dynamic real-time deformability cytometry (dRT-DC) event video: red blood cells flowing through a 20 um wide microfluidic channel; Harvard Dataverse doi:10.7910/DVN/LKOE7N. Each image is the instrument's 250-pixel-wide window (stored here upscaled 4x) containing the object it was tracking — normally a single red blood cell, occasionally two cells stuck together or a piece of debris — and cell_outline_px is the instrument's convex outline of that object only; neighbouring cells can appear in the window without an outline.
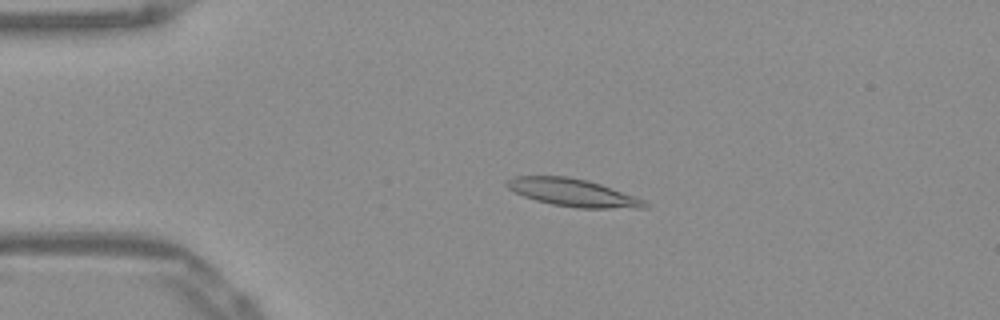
{"species": "Egyptian fruit bat (a non-hibernating species)", "species_latin": "Rousettus aegyptiacus", "temperature_condition": "warm", "stored_images_in_passage": 46, "camera_frame_rate_fps": 3000, "um_per_image_px": 0.085, "frame": {"image": 1, "passage_image": 5, "time_ms": 1.333, "image_size_px": [1000, 320], "cell_outline_px": [[648, 208], [580, 208], [552, 204], [536, 200], [524, 196], [508, 188], [504, 184], [504, 180], [516, 176], [568, 176], [588, 180], [612, 188], [644, 200], [648, 204]], "centroid_in_image_um": [48.67, 16.36], "position_along_channel_um": 36.3, "area_um2": 22.08}}
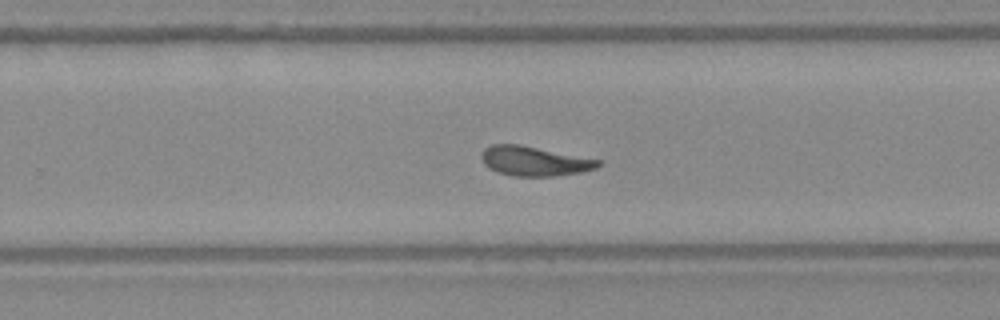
{"frame": {"image": 2, "passage_image": 27, "time_ms": 8.667, "image_size_px": [1000, 320], "cell_outline_px": [[600, 164], [596, 168], [580, 172], [556, 176], [512, 176], [488, 168], [484, 164], [480, 156], [484, 148], [492, 144], [520, 144], [600, 160]], "centroid_in_image_um": [45.38, 13.69], "position_along_channel_um": 284.4, "area_um2": 20.0}}
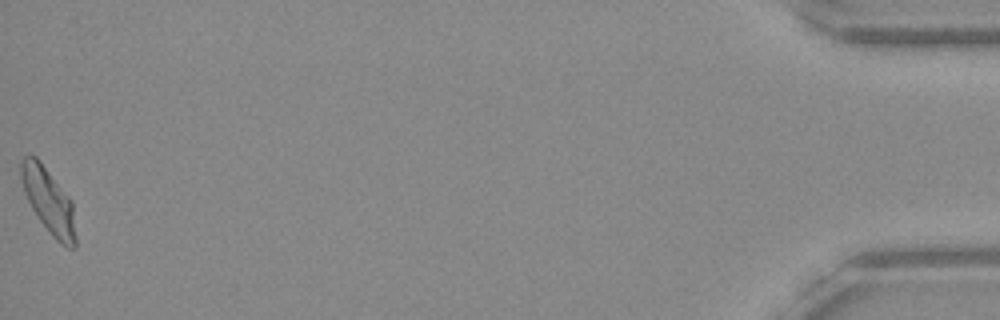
{"frame": {"image": 3, "passage_image": 46, "time_ms": 15.0, "image_size_px": [1000, 320], "cell_outline_px": [[76, 248], [68, 248], [60, 244], [52, 236], [36, 216], [24, 192], [20, 176], [20, 160], [24, 156], [36, 156], [40, 160], [72, 200], [76, 240]], "centroid_in_image_um": [4.13, 17.07], "position_along_channel_um": 431.1, "area_um2": 20.92}, "authors_computed_cell_mechanics": {"area_um2": 20.3167, "velocity_mm_per_s": 3.8823, "shape_relaxation_time_tau1_ms": null, "shape_relaxation_time_tau2_ms": 2.6868, "deformation_change_tau1": null, "deformation_change_tau2": 0.1066}}